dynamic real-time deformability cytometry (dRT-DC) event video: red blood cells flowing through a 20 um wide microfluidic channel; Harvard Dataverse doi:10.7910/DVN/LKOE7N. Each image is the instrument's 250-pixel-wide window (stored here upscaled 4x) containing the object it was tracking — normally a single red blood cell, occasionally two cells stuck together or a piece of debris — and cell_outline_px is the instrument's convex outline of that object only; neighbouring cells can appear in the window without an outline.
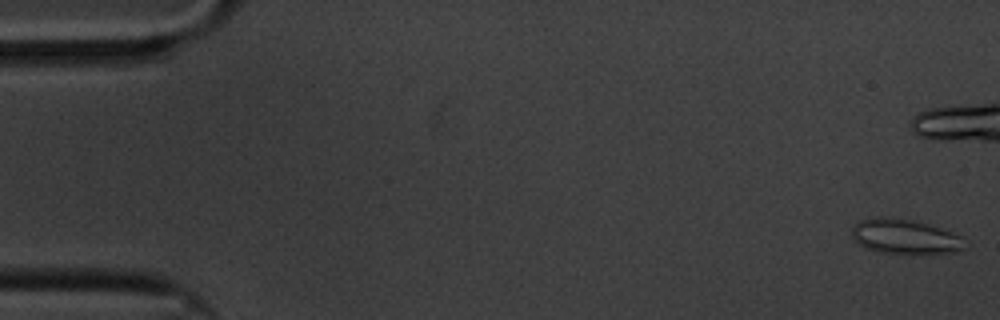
{"species": "common noctule bat (a hibernating species)", "species_latin": "Nyctalus noctula", "temperature_condition": "cold", "stored_images_in_passage": 60, "camera_frame_rate_fps": 3000, "um_per_image_px": 0.085, "animal": {"sex": "male", "body_mass_g": 20.1, "forearm_length_mm": 53.5}, "frame": {"image": 1, "passage_image": 1, "time_ms": 0.0, "image_size_px": [1000, 320], "cell_outline_px": [[964, 248], [952, 252], [912, 256], [880, 252], [864, 248], [852, 236], [852, 228], [860, 220], [872, 216], [892, 216], [912, 220], [928, 224], [940, 228], [960, 236]], "centroid_in_image_um": [76.86, 20.12], "position_along_channel_um": 8.1, "area_um2": 23.35}}
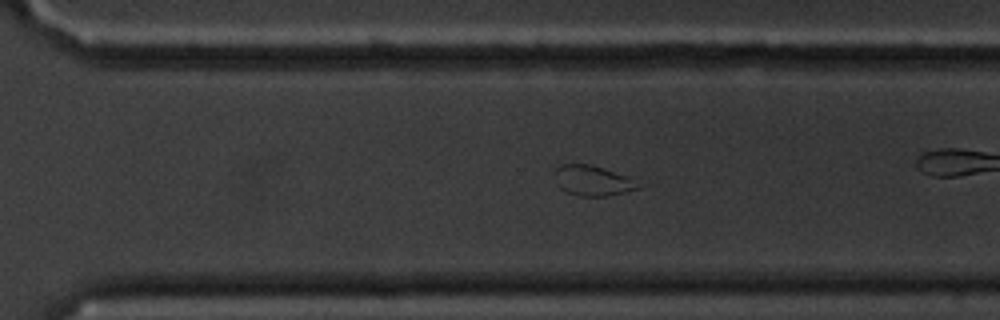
{"frame": {"image": 2, "passage_image": 41, "time_ms": 13.333, "image_size_px": [1000, 320], "cell_outline_px": [[636, 188], [624, 192], [604, 196], [580, 196], [568, 192], [560, 188], [556, 184], [556, 168], [560, 164], [592, 164], [628, 176], [636, 184]], "centroid_in_image_um": [50.3, 15.33], "position_along_channel_um": 320.3, "area_um2": 14.33}}
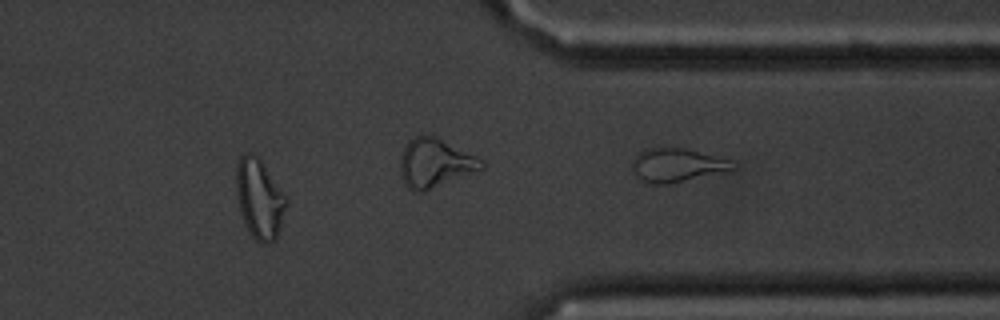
{"frame": {"image": 3, "passage_image": 49, "time_ms": 16.0, "image_size_px": [1000, 320], "cell_outline_px": [[288, 204], [276, 240], [268, 244], [264, 244], [256, 240], [248, 232], [240, 212], [236, 196], [236, 164], [240, 156], [244, 152], [252, 152], [260, 160], [288, 196]], "centroid_in_image_um": [22.06, 16.9], "position_along_channel_um": 389.3, "area_um2": 23.76}, "authors_computed_cell_mechanics": {"area_um2": 18.4093, "velocity_mm_per_s": 3.341, "shape_relaxation_time_tau1_ms": null, "shape_relaxation_time_tau2_ms": 0.8455, "deformation_change_tau1": null, "deformation_change_tau2": 0.0754}}